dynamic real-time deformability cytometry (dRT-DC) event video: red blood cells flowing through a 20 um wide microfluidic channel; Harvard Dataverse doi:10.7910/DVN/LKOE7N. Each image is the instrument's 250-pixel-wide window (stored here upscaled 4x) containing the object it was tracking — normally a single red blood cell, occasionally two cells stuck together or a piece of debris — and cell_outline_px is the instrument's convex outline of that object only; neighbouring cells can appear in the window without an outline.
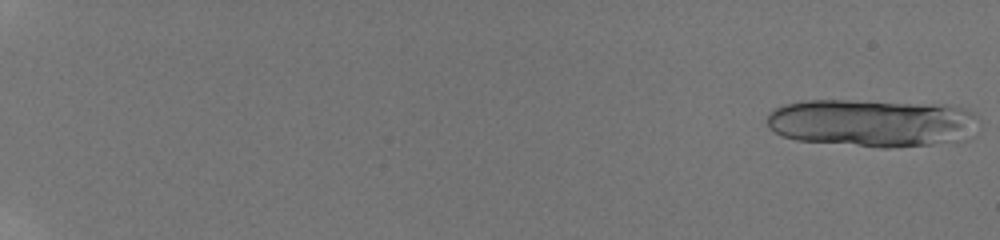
{"species": "human", "species_latin": "Homo sapiens", "temperature_condition": "room temperature", "stored_images_in_passage": 26, "camera_frame_rate_fps": 3000, "um_per_image_px": 0.085, "donor": {"sex": "male"}, "frame": {"image": 1, "passage_image": 1, "time_ms": 0.0, "image_size_px": [1000, 240], "cell_outline_px": [[980, 120], [968, 140], [932, 144], [892, 148], [880, 148], [796, 140], [784, 136], [768, 128], [768, 112], [772, 108], [784, 104], [800, 100], [848, 100], [948, 104], [964, 108], [972, 112]], "centroid_in_image_um": [74.16, 10.44], "position_along_channel_um": 10.8, "area_um2": 60.0}}
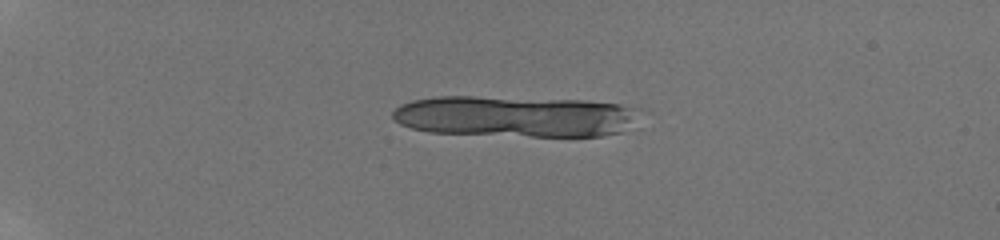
{"frame": {"image": 2, "passage_image": 18, "time_ms": 4.667, "image_size_px": [1000, 240], "cell_outline_px": [[640, 112], [632, 124], [628, 128], [620, 132], [604, 136], [532, 136], [428, 132], [412, 128], [400, 124], [392, 116], [392, 112], [400, 104], [412, 100], [436, 96], [472, 96], [588, 100], [616, 104], [640, 108]], "centroid_in_image_um": [43.79, 9.88], "position_along_channel_um": 41.2, "area_um2": 59.59}}